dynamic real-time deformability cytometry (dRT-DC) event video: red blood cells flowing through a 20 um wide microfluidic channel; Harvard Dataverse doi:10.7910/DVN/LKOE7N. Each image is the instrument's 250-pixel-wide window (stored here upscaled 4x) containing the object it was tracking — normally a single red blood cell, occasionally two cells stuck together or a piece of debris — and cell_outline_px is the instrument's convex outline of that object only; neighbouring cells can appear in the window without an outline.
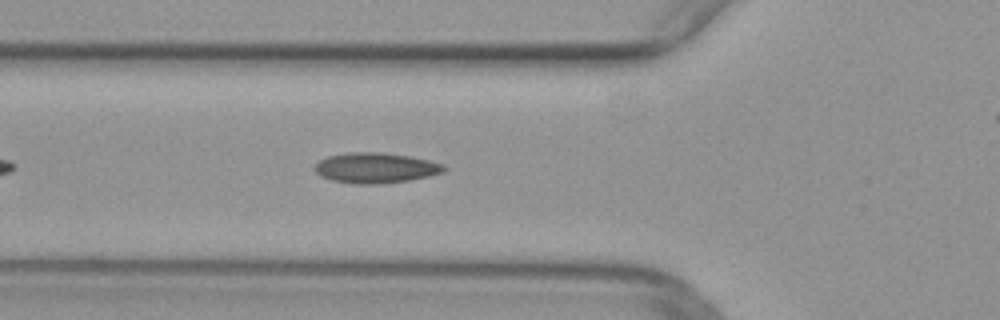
{"species": "common noctule bat (a hibernating species)", "species_latin": "Nyctalus noctula", "temperature_condition": "warm", "stored_images_in_passage": 30, "camera_frame_rate_fps": 3000, "um_per_image_px": 0.085, "animal": {"sex": "female", "body_mass_g": 29.2, "forearm_length_mm": 56.3}, "frame": {"image": 1, "passage_image": 6, "time_ms": 1.667, "image_size_px": [1000, 320], "cell_outline_px": [[448, 168], [444, 172], [428, 176], [408, 180], [380, 184], [352, 184], [332, 180], [320, 176], [316, 172], [316, 164], [320, 160], [328, 156], [348, 152], [380, 152], [408, 156], [428, 160], [444, 164]], "centroid_in_image_um": [31.94, 14.27], "position_along_channel_um": 93.9, "area_um2": 22.83}}
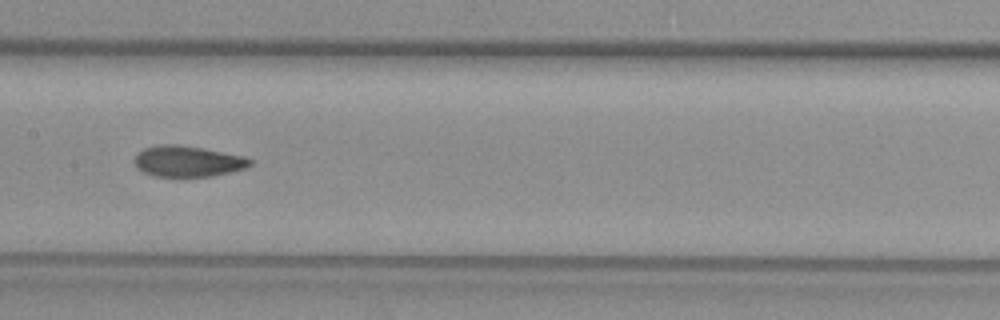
{"frame": {"image": 2, "passage_image": 13, "time_ms": 4.0, "image_size_px": [1000, 320], "cell_outline_px": [[252, 164], [244, 168], [212, 176], [180, 180], [152, 176], [136, 168], [132, 160], [136, 152], [144, 148], [160, 144], [176, 144], [204, 148], [244, 156], [252, 160]], "centroid_in_image_um": [15.87, 13.75], "position_along_channel_um": 191.5, "area_um2": 21.85}}
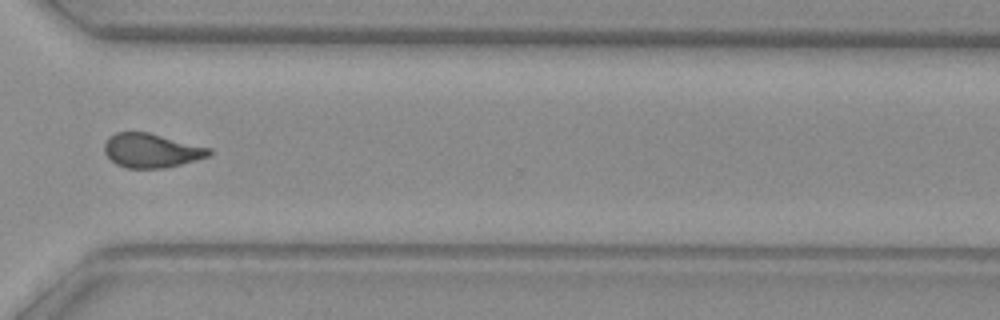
{"frame": {"image": 3, "passage_image": 25, "time_ms": 8.0, "image_size_px": [1000, 320], "cell_outline_px": [[212, 152], [208, 156], [196, 160], [164, 168], [128, 168], [116, 164], [104, 152], [104, 144], [108, 136], [116, 132], [148, 132], [212, 148]], "centroid_in_image_um": [12.86, 12.78], "position_along_channel_um": 357.7, "area_um2": 20.81}}